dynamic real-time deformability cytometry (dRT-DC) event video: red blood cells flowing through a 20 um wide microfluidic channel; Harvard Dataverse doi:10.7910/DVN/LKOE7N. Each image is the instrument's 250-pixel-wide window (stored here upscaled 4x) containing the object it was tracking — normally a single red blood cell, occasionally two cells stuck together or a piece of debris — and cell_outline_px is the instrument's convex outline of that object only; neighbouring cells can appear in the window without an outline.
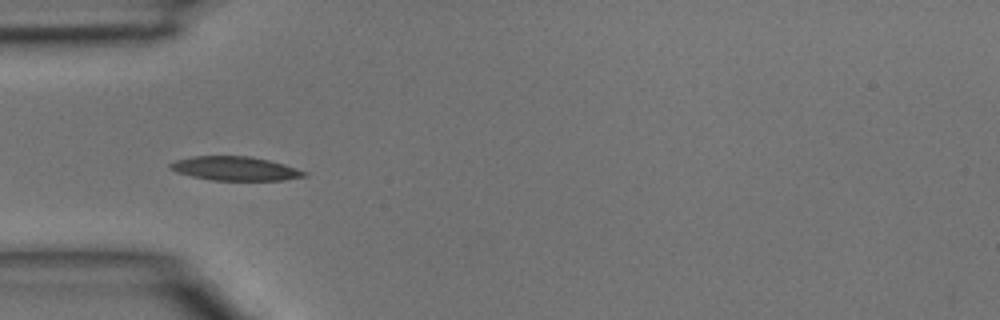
{"species": "common noctule bat (a hibernating species)", "species_latin": "Nyctalus noctula", "temperature_condition": "room temperature", "stored_images_in_passage": 4, "camera_frame_rate_fps": 3000, "um_per_image_px": 0.085, "animal": {"sex": "male", "body_mass_g": 15.6}, "frame": {"image": 1, "passage_image": 4, "time_ms": 1.0, "image_size_px": [1000, 320], "cell_outline_px": [[308, 176], [284, 180], [212, 180], [192, 176], [176, 172], [168, 168], [168, 164], [176, 160], [192, 156], [248, 156], [268, 160], [284, 164], [308, 172]], "centroid_in_image_um": [19.98, 14.32], "position_along_channel_um": 65.0, "area_um2": 18.73}}